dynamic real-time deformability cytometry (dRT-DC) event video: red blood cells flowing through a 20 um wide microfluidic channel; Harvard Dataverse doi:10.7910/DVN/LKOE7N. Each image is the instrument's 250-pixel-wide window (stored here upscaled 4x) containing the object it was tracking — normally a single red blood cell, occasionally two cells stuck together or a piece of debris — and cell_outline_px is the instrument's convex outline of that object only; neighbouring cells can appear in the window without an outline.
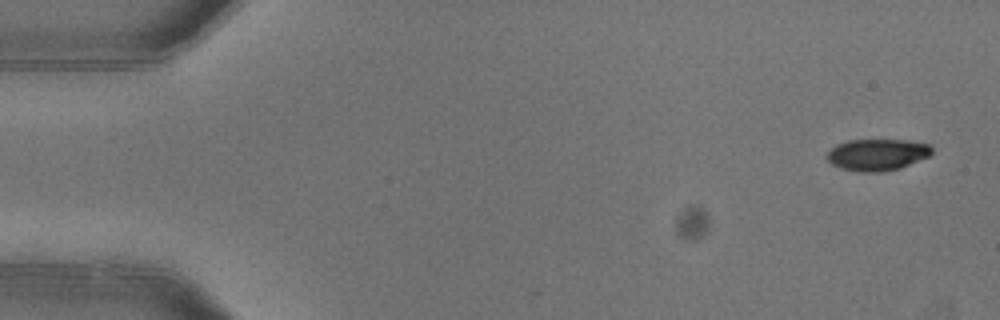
{"species": "common noctule bat (a hibernating species)", "species_latin": "Nyctalus noctula", "temperature_condition": "warm", "stored_images_in_passage": 7, "camera_frame_rate_fps": 3000, "um_per_image_px": 0.085, "animal": {"sex": "female"}, "frame": {"image": 1, "passage_image": 1, "time_ms": 0.0, "image_size_px": [1000, 320], "cell_outline_px": [[932, 152], [928, 156], [900, 168], [884, 172], [860, 172], [840, 168], [832, 164], [828, 160], [828, 152], [836, 144], [848, 140], [908, 140], [932, 144]], "centroid_in_image_um": [74.58, 13.14], "position_along_channel_um": 10.4, "area_um2": 19.36}}
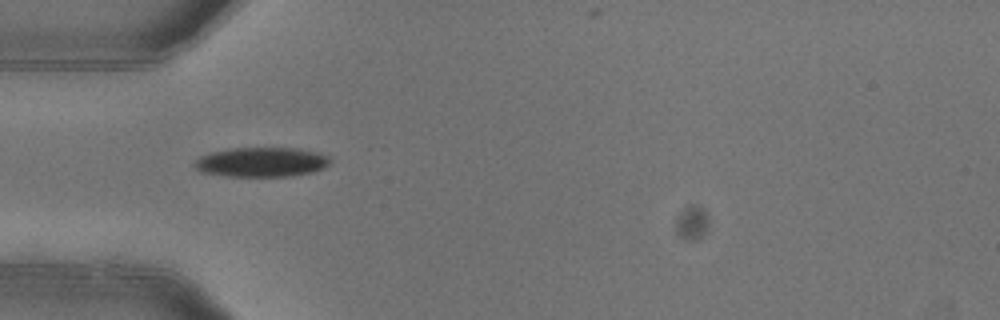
{"frame": {"image": 2, "passage_image": 4, "time_ms": 1.0, "image_size_px": [1000, 320], "cell_outline_px": [[332, 160], [324, 168], [316, 172], [292, 176], [224, 176], [200, 172], [196, 168], [196, 160], [200, 156], [212, 152], [236, 148], [292, 148], [316, 152], [328, 156]], "centroid_in_image_um": [22.26, 13.79], "position_along_channel_um": 62.7, "area_um2": 23.29}}